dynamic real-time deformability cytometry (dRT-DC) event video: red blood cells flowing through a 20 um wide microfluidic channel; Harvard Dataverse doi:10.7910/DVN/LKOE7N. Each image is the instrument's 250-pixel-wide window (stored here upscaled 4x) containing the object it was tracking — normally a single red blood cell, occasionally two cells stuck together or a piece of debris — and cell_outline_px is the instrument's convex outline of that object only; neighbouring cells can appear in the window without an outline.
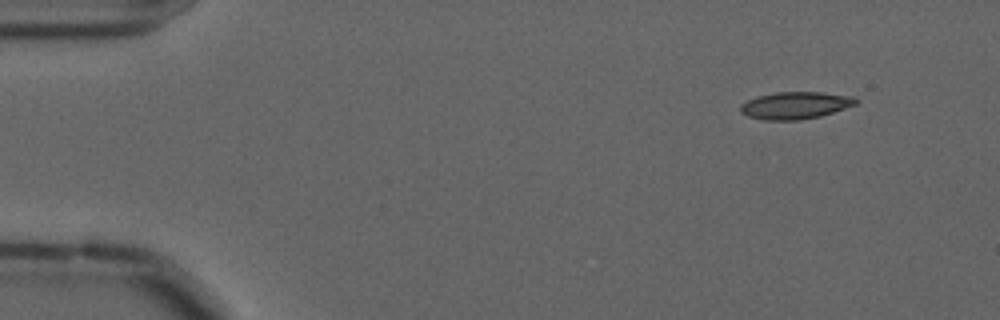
{"species": "common noctule bat (a hibernating species)", "species_latin": "Nyctalus noctula", "temperature_condition": "cold", "stored_images_in_passage": 52, "camera_frame_rate_fps": 3000, "um_per_image_px": 0.085, "animal": {"sex": "male", "forearm_length_mm": 52.5}, "frame": {"image": 1, "passage_image": 1, "time_ms": 0.0, "image_size_px": [1000, 320], "cell_outline_px": [[860, 100], [856, 104], [820, 116], [800, 120], [764, 120], [748, 116], [740, 112], [740, 104], [756, 96], [776, 92], [820, 92], [856, 96]], "centroid_in_image_um": [67.61, 8.95], "position_along_channel_um": 17.4, "area_um2": 18.38}}
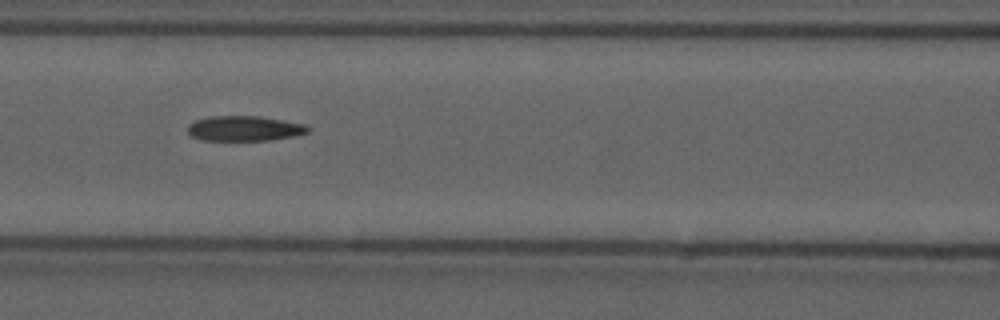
{"frame": {"image": 2, "passage_image": 20, "time_ms": 6.333, "image_size_px": [1000, 320], "cell_outline_px": [[312, 128], [308, 132], [296, 136], [268, 140], [200, 140], [192, 136], [188, 132], [188, 124], [196, 120], [212, 116], [260, 116], [304, 124]], "centroid_in_image_um": [20.79, 10.92], "position_along_channel_um": 145.8, "area_um2": 17.57}}
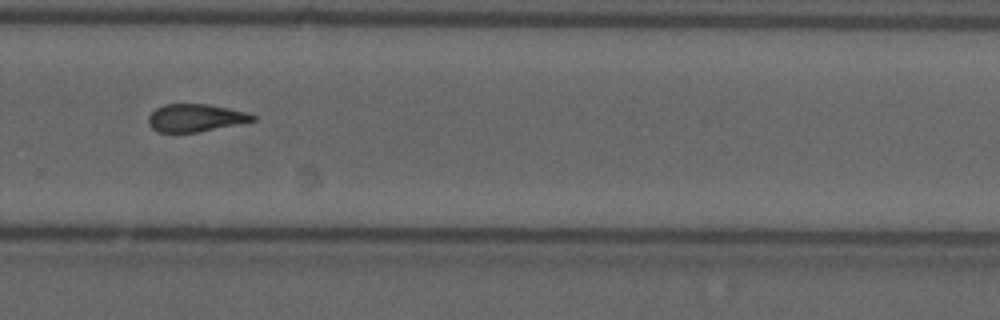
{"frame": {"image": 3, "passage_image": 34, "time_ms": 11.0, "image_size_px": [1000, 320], "cell_outline_px": [[256, 120], [196, 132], [156, 132], [148, 124], [148, 116], [156, 108], [164, 104], [208, 104], [228, 108], [244, 112], [256, 116]], "centroid_in_image_um": [16.56, 10.01], "position_along_channel_um": 313.2, "area_um2": 16.59}, "authors_computed_cell_mechanics": {"area_um2": 17.6868, "velocity_mm_per_s": 3.5997, "shape_relaxation_time_tau1_ms": null, "shape_relaxation_time_tau2_ms": 3.5407, "deformation_change_tau1": null, "deformation_change_tau2": 0.1161}}